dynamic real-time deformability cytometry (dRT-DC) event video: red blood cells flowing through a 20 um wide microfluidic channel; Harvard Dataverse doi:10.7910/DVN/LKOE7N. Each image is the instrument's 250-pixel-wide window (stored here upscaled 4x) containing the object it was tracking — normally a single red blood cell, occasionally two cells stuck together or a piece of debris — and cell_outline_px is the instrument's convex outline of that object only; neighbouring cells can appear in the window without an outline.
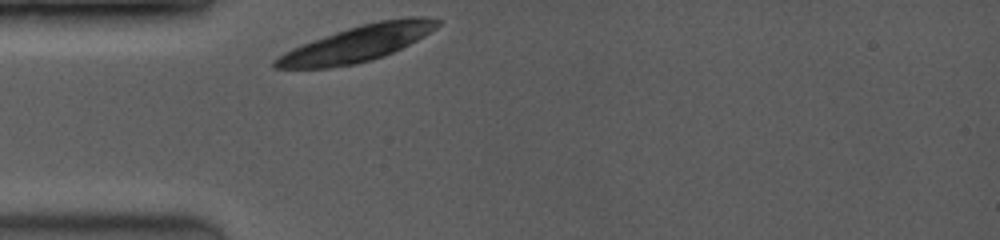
{"species": "common noctule bat (a hibernating species)", "species_latin": "Nyctalus noctula", "temperature_condition": "room temperature", "stored_images_in_passage": 1, "camera_frame_rate_fps": 3500, "um_per_image_px": 0.085, "animal": {"sex": "female", "body_mass_g": 19.0, "forearm_length_mm": 53.3}, "frame": {"image": 1, "passage_image": 1, "time_ms": 0.0, "image_size_px": [1000, 240], "cell_outline_px": [[440, 24], [436, 28], [424, 36], [384, 56], [356, 64], [328, 68], [276, 68], [272, 64], [272, 60], [284, 52], [292, 48], [312, 40], [348, 28], [380, 20], [408, 16], [424, 16], [440, 20]], "centroid_in_image_um": [30.36, 3.7], "position_along_channel_um": 54.6, "area_um2": 33.7}}